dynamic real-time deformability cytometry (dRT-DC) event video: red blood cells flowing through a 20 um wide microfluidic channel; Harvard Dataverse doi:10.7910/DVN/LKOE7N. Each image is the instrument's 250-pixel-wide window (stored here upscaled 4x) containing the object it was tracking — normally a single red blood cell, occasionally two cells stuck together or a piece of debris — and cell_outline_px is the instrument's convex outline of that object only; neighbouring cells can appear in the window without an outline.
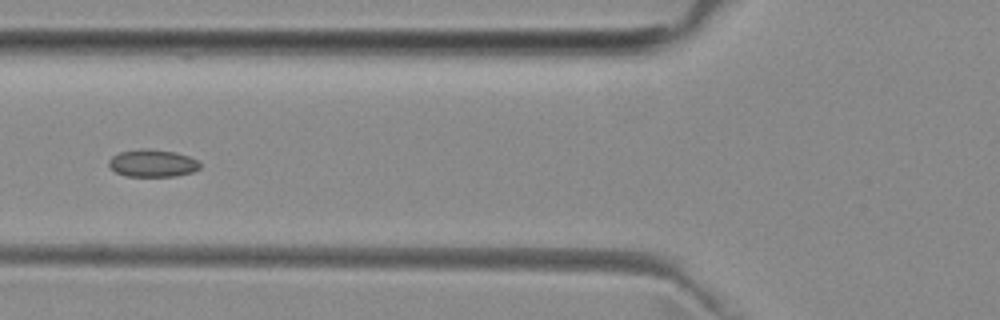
{"species": "common noctule bat (a hibernating species)", "species_latin": "Nyctalus noctula", "temperature_condition": "room temperature", "stored_images_in_passage": 5, "camera_frame_rate_fps": 3000, "um_per_image_px": 0.085, "animal": {"sex": "female", "body_mass_g": 29.2, "forearm_length_mm": 56.3}, "frame": {"image": 1, "passage_image": 4, "time_ms": 4.333, "image_size_px": [1000, 320], "cell_outline_px": [[200, 168], [192, 172], [176, 176], [124, 176], [116, 172], [108, 164], [108, 160], [112, 156], [120, 152], [140, 148], [148, 148], [176, 152], [188, 156], [196, 160], [200, 164]], "centroid_in_image_um": [12.95, 13.86], "position_along_channel_um": 112.9, "area_um2": 14.62}}
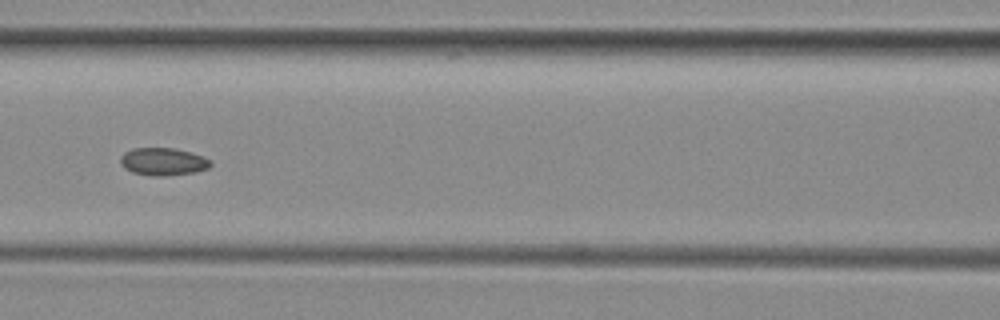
{"frame": {"image": 2, "passage_image": 5, "time_ms": 5.333, "image_size_px": [1000, 320], "cell_outline_px": [[212, 164], [208, 168], [196, 172], [164, 176], [152, 176], [132, 172], [124, 168], [120, 164], [120, 156], [124, 152], [132, 148], [176, 148], [192, 152], [204, 156], [212, 160]], "centroid_in_image_um": [13.88, 13.73], "position_along_channel_um": 152.7, "area_um2": 14.8}}